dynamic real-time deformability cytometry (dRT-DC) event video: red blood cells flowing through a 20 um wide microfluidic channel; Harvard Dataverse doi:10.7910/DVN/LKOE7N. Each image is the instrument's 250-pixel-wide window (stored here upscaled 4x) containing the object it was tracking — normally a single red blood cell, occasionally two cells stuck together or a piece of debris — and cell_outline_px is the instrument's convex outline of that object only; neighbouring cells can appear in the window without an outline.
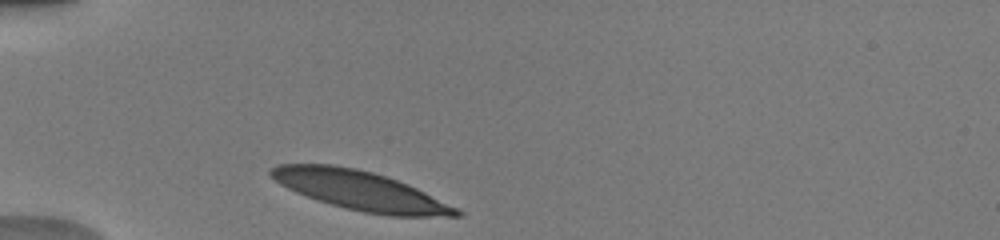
{"species": "human", "species_latin": "Homo sapiens", "temperature_condition": "warm", "stored_images_in_passage": 2, "camera_frame_rate_fps": 3000, "um_per_image_px": 0.085, "donor": {"sex": "male"}, "frame": {"image": 1, "passage_image": 1, "time_ms": 0.0, "image_size_px": [1000, 240], "cell_outline_px": [[464, 212], [460, 216], [388, 216], [364, 212], [316, 200], [296, 192], [280, 184], [268, 172], [272, 168], [280, 164], [332, 164], [356, 168], [372, 172], [408, 184]], "centroid_in_image_um": [30.61, 16.19], "position_along_channel_um": 54.4, "area_um2": 41.62}}